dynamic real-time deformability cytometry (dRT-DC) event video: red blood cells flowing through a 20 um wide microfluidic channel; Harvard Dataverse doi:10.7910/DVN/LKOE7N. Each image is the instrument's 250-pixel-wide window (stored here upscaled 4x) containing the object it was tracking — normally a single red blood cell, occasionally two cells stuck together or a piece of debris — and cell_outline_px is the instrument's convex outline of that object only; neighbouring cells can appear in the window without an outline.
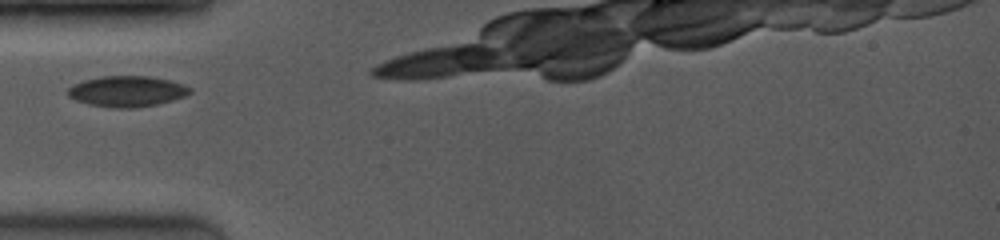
{"species": "common noctule bat (a hibernating species)", "species_latin": "Nyctalus noctula", "temperature_condition": "room temperature", "stored_images_in_passage": 3, "camera_frame_rate_fps": 4000, "um_per_image_px": 0.085, "animal": {"sex": "female", "body_mass_g": 19.0, "forearm_length_mm": 53.3}, "frame": {"image": 1, "passage_image": 1, "time_ms": 0.0, "image_size_px": [1000, 240], "cell_outline_px": [[192, 92], [184, 96], [160, 104], [136, 108], [112, 108], [88, 104], [76, 100], [68, 96], [68, 88], [84, 80], [104, 76], [148, 76], [168, 80], [192, 88]], "centroid_in_image_um": [10.8, 7.78], "position_along_channel_um": 74.2, "area_um2": 21.79}}